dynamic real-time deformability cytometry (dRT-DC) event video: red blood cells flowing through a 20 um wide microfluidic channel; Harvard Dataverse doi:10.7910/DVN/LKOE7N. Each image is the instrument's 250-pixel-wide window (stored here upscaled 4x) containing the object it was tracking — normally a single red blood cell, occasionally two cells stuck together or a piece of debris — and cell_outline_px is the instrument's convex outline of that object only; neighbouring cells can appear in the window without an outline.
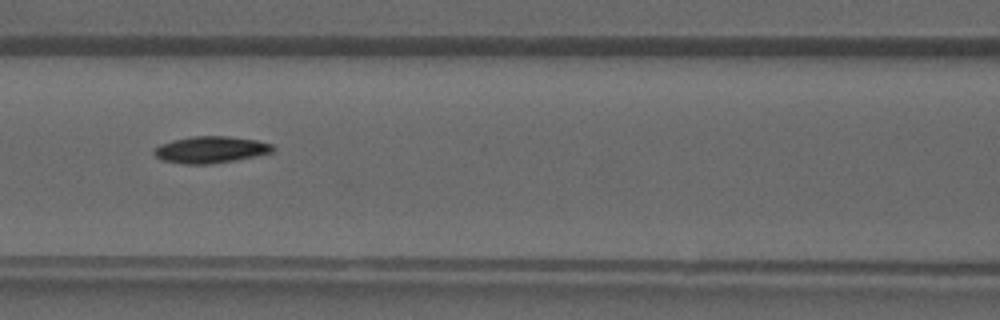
{"species": "common noctule bat (a hibernating species)", "species_latin": "Nyctalus noctula", "temperature_condition": "warm", "stored_images_in_passage": 30, "camera_frame_rate_fps": 3000, "um_per_image_px": 0.085, "animal": {"sex": "male", "forearm_length_mm": 52.5}, "frame": {"image": 1, "passage_image": 8, "time_ms": 2.333, "image_size_px": [1000, 320], "cell_outline_px": [[276, 148], [272, 152], [256, 156], [208, 164], [184, 164], [164, 160], [156, 156], [152, 152], [160, 144], [172, 140], [192, 136], [228, 136], [256, 140], [272, 144]], "centroid_in_image_um": [17.91, 12.71], "position_along_channel_um": 148.7, "area_um2": 18.32}}
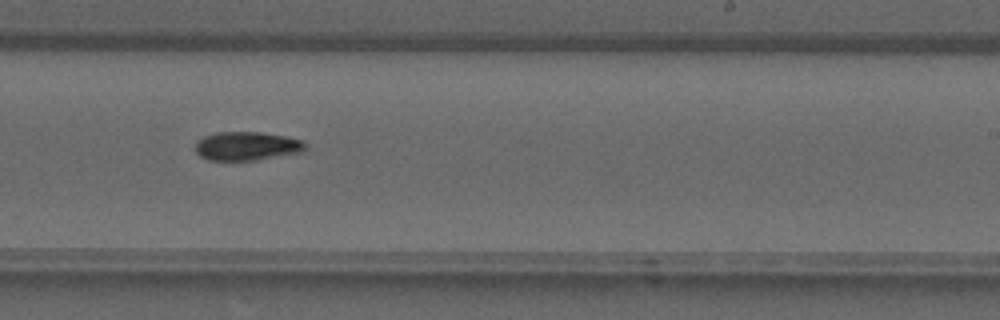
{"frame": {"image": 2, "passage_image": 15, "time_ms": 4.667, "image_size_px": [1000, 320], "cell_outline_px": [[304, 152], [256, 160], [208, 160], [200, 156], [196, 152], [196, 140], [204, 136], [216, 132], [260, 132], [284, 136], [304, 140]], "centroid_in_image_um": [20.97, 12.41], "position_along_channel_um": 268.0, "area_um2": 18.44}}
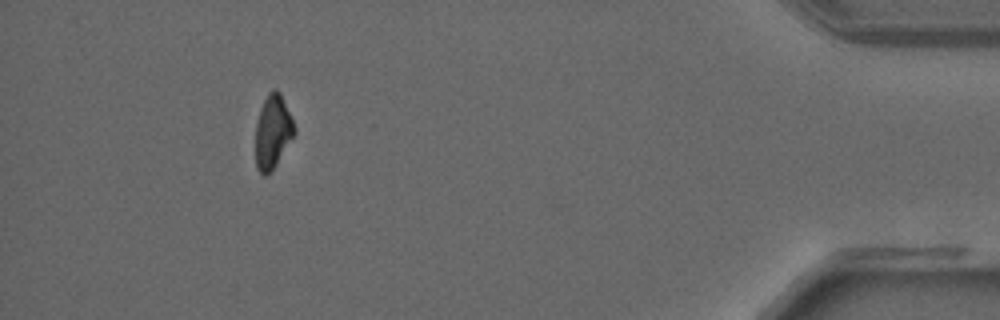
{"frame": {"image": 3, "passage_image": 27, "time_ms": 8.667, "image_size_px": [1000, 320], "cell_outline_px": [[296, 132], [272, 172], [264, 176], [256, 168], [256, 120], [260, 108], [268, 92], [272, 88], [276, 88], [280, 92], [296, 128]], "centroid_in_image_um": [23.18, 11.2], "position_along_channel_um": 412.0, "area_um2": 16.82}}